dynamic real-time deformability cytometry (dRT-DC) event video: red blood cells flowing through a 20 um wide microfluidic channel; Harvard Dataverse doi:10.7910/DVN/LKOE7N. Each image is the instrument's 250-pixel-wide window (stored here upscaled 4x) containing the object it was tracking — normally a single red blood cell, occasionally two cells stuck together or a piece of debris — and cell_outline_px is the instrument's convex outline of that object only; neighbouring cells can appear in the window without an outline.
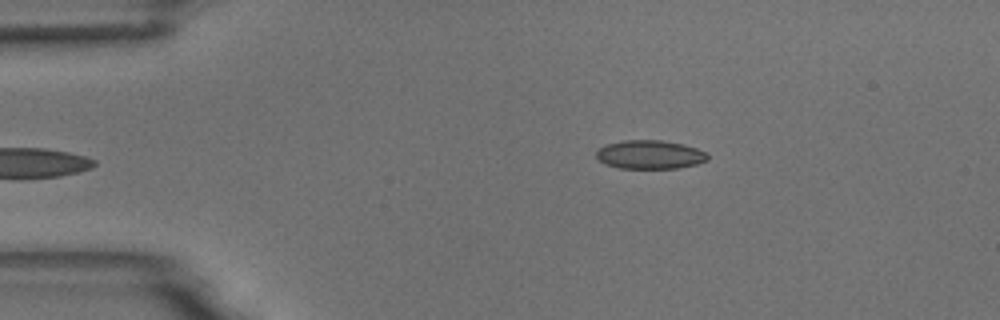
{"species": "common noctule bat (a hibernating species)", "species_latin": "Nyctalus noctula", "temperature_condition": "room temperature", "stored_images_in_passage": 4, "camera_frame_rate_fps": 3000, "um_per_image_px": 0.085, "animal": {"sex": "male", "body_mass_g": 18.8}, "frame": {"image": 1, "passage_image": 4, "time_ms": 4.333, "image_size_px": [1000, 320], "cell_outline_px": [[708, 160], [696, 164], [676, 168], [620, 168], [604, 164], [596, 156], [596, 152], [600, 148], [608, 144], [624, 140], [660, 140], [684, 144], [696, 148], [704, 152], [708, 156]], "centroid_in_image_um": [55.24, 13.14], "position_along_channel_um": 29.8, "area_um2": 18.44}}